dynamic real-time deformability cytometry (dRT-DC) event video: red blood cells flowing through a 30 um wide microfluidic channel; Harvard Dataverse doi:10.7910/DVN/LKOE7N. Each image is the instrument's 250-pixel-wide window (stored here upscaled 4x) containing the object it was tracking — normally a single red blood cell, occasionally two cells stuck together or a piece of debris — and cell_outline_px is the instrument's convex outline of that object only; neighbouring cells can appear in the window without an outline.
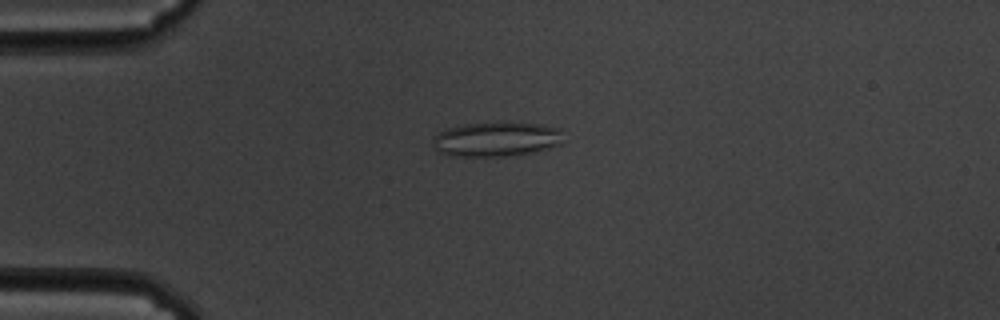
{"species": "common noctule bat (a hibernating species)", "species_latin": "Nyctalus noctula", "temperature_condition": "cold", "stored_images_in_passage": 59, "camera_frame_rate_fps": 3000, "um_per_image_px": 0.085, "animal": {"sex": "male", "body_mass_g": 19.5, "forearm_length_mm": 54.6}, "frame": {"image": 1, "passage_image": 15, "time_ms": 4.667, "image_size_px": [1000, 320], "cell_outline_px": [[564, 144], [532, 152], [504, 156], [456, 156], [440, 152], [436, 148], [432, 140], [432, 136], [448, 128], [464, 124], [540, 124], [564, 128]], "centroid_in_image_um": [42.27, 11.84], "position_along_channel_um": 42.7, "area_um2": 26.01}}
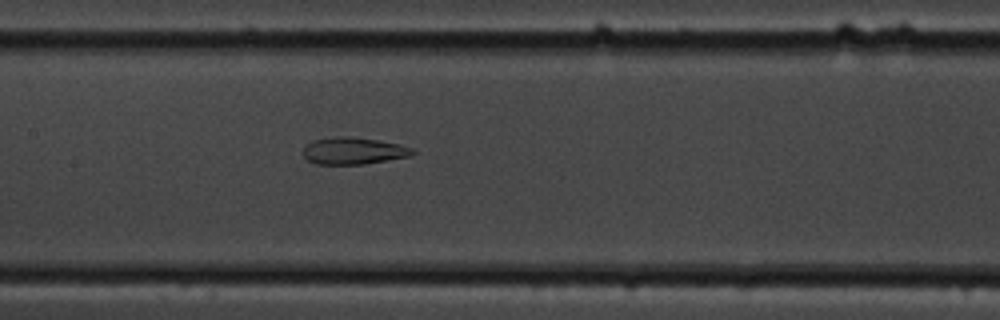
{"frame": {"image": 2, "passage_image": 29, "time_ms": 9.333, "image_size_px": [1000, 320], "cell_outline_px": [[416, 152], [408, 156], [364, 164], [316, 164], [308, 160], [304, 156], [304, 148], [312, 140], [336, 136], [352, 136], [376, 140], [396, 144], [412, 148]], "centroid_in_image_um": [30.0, 12.81], "position_along_channel_um": 177.4, "area_um2": 16.94}}
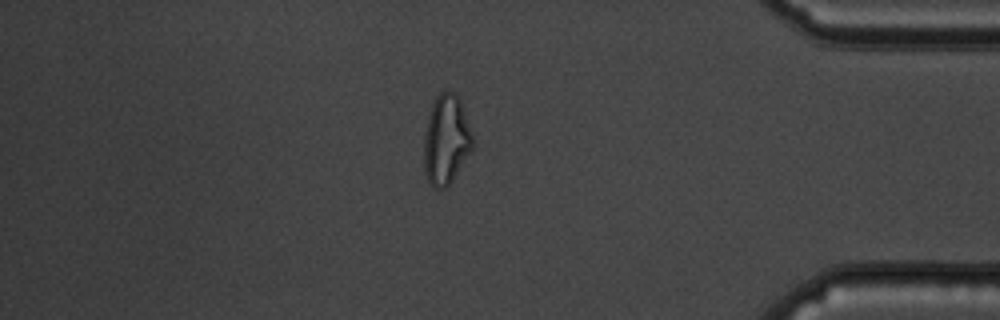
{"frame": {"image": 3, "passage_image": 51, "time_ms": 16.667, "image_size_px": [1000, 320], "cell_outline_px": [[472, 148], [452, 180], [444, 188], [432, 188], [424, 172], [424, 132], [428, 116], [432, 104], [436, 96], [440, 92], [456, 92], [460, 100], [472, 132]], "centroid_in_image_um": [37.9, 11.87], "position_along_channel_um": 397.3, "area_um2": 25.2}, "authors_computed_cell_mechanics": {"area_um2": 25.0274, "velocity_mm_per_s": 3.4025, "shape_relaxation_time_tau1_ms": null, "shape_relaxation_time_tau2_ms": 2.3868, "deformation_change_tau1": null, "deformation_change_tau2": 0.108}}